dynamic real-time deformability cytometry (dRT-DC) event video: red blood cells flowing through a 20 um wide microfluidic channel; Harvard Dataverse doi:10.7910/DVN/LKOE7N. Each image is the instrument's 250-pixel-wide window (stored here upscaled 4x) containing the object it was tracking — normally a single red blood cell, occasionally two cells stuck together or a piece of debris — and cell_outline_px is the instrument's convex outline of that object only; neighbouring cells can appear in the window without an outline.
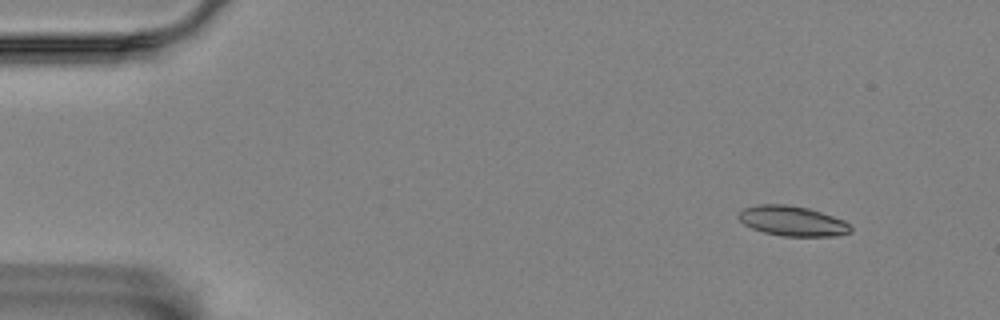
{"species": "Egyptian fruit bat (a non-hibernating species)", "species_latin": "Rousettus aegyptiacus", "temperature_condition": "room temperature", "stored_images_in_passage": 5, "camera_frame_rate_fps": 3000, "um_per_image_px": 0.085, "animal": {"sex": "female"}, "frame": {"image": 1, "passage_image": 1, "time_ms": 0.0, "image_size_px": [1000, 320], "cell_outline_px": [[852, 232], [836, 236], [784, 236], [764, 232], [752, 228], [744, 224], [736, 216], [744, 208], [756, 204], [788, 204], [808, 208], [844, 220], [852, 228]], "centroid_in_image_um": [67.34, 18.78], "position_along_channel_um": 17.7, "area_um2": 19.59}}
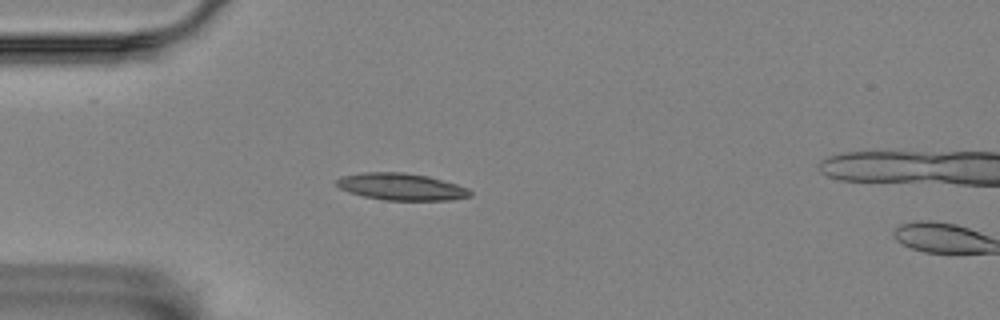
{"frame": {"image": 2, "passage_image": 4, "time_ms": 1.0, "image_size_px": [1000, 320], "cell_outline_px": [[472, 196], [452, 200], [384, 200], [364, 196], [348, 192], [340, 188], [336, 184], [336, 180], [340, 176], [364, 172], [404, 172], [428, 176], [456, 184], [468, 188], [472, 192]], "centroid_in_image_um": [34.11, 15.87], "position_along_channel_um": 50.9, "area_um2": 21.04}}